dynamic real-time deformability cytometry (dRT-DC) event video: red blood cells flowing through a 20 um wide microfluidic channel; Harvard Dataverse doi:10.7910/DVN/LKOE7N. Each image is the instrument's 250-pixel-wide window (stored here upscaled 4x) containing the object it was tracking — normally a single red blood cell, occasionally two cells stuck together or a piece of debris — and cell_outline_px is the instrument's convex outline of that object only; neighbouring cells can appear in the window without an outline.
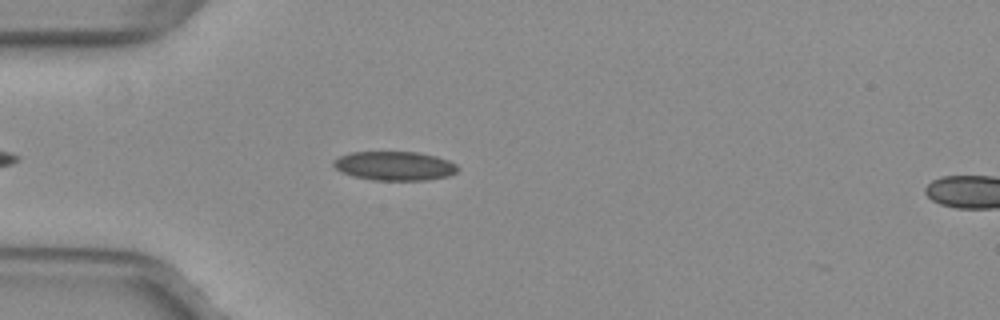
{"species": "common noctule bat (a hibernating species)", "species_latin": "Nyctalus noctula", "temperature_condition": "warm", "stored_images_in_passage": 6, "camera_frame_rate_fps": 3000, "um_per_image_px": 0.085, "animal": {"sex": "female", "body_mass_g": 29.2, "forearm_length_mm": 56.3}, "frame": {"image": 1, "passage_image": 4, "time_ms": 1.0, "image_size_px": [1000, 320], "cell_outline_px": [[460, 168], [456, 172], [448, 176], [428, 180], [372, 180], [352, 176], [340, 172], [332, 164], [332, 160], [340, 156], [352, 152], [416, 152], [436, 156], [448, 160], [456, 164]], "centroid_in_image_um": [33.53, 14.1], "position_along_channel_um": 51.5, "area_um2": 21.15}}